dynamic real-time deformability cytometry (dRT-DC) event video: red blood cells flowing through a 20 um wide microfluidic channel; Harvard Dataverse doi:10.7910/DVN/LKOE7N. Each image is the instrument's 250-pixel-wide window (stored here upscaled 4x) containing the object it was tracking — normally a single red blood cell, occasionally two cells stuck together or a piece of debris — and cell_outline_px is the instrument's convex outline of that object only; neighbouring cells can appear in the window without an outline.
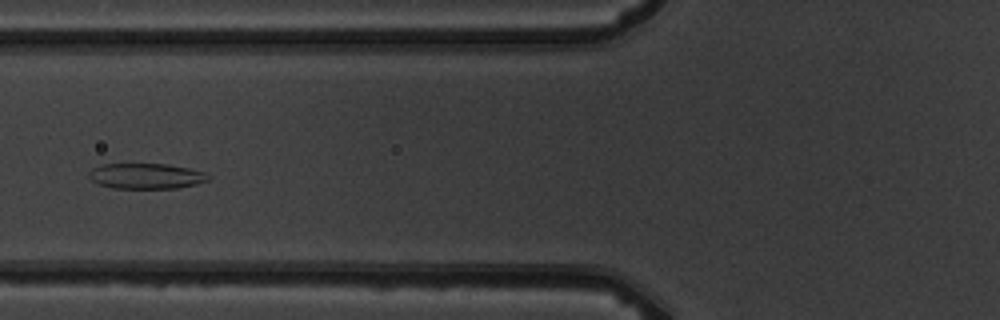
{"species": "common noctule bat (a hibernating species)", "species_latin": "Nyctalus noctula", "temperature_condition": "warm", "stored_images_in_passage": 7, "camera_frame_rate_fps": 3000, "um_per_image_px": 0.085, "animal": {"sex": "male", "body_mass_g": 19.5, "forearm_length_mm": 54.6}, "frame": {"image": 1, "passage_image": 7, "time_ms": 7.0, "image_size_px": [1000, 320], "cell_outline_px": [[208, 180], [196, 184], [176, 188], [112, 188], [100, 184], [92, 180], [88, 176], [88, 172], [92, 168], [100, 164], [168, 164], [188, 168], [204, 172], [208, 176]], "centroid_in_image_um": [12.38, 14.96], "position_along_channel_um": 113.4, "area_um2": 17.63}}